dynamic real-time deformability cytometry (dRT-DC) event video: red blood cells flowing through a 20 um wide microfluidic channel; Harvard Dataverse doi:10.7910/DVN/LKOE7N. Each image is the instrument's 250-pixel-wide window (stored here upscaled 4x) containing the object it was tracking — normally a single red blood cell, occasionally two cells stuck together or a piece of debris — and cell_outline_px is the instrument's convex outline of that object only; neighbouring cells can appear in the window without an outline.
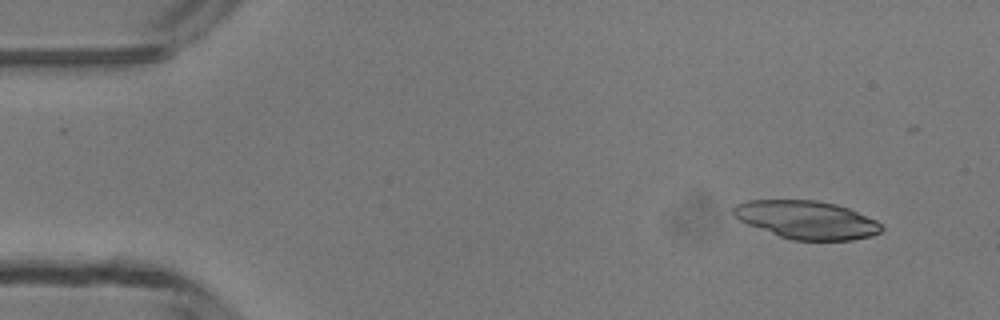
{"species": "common noctule bat (a hibernating species)", "species_latin": "Nyctalus noctula", "temperature_condition": "room temperature", "stored_images_in_passage": 3, "camera_frame_rate_fps": 3000, "um_per_image_px": 0.085, "animal": {"sex": "male", "body_mass_g": 13.3}, "frame": {"image": 1, "passage_image": 1, "time_ms": 0.0, "image_size_px": [1000, 320], "cell_outline_px": [[884, 228], [880, 232], [872, 236], [852, 240], [792, 240], [780, 236], [748, 224], [740, 220], [732, 212], [732, 208], [736, 204], [748, 200], [816, 200], [836, 204], [848, 208], [876, 220]], "centroid_in_image_um": [68.58, 18.68], "position_along_channel_um": 16.4, "area_um2": 32.71}}